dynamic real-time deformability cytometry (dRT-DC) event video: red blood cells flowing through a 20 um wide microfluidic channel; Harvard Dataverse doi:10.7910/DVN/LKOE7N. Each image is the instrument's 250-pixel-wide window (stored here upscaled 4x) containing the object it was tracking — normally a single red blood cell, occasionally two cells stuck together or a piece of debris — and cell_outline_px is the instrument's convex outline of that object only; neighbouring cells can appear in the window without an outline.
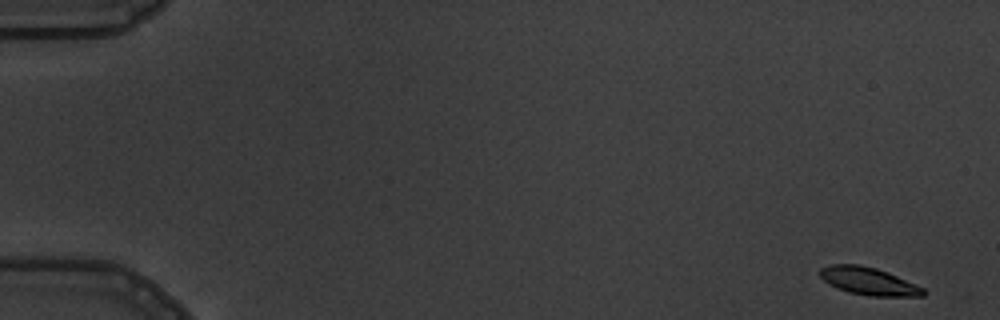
{"species": "common noctule bat (a hibernating species)", "species_latin": "Nyctalus noctula", "temperature_condition": "warm", "stored_images_in_passage": 8, "camera_frame_rate_fps": 3000, "um_per_image_px": 0.085, "animal": {"sex": "male", "body_mass_g": 19.5, "forearm_length_mm": 54.6}, "frame": {"image": 1, "passage_image": 1, "time_ms": 0.0, "image_size_px": [1000, 320], "cell_outline_px": [[924, 296], [868, 296], [848, 292], [836, 288], [828, 284], [820, 276], [820, 268], [832, 264], [860, 264], [876, 268], [888, 272], [924, 288]], "centroid_in_image_um": [73.8, 23.9], "position_along_channel_um": 11.2, "area_um2": 16.65}}
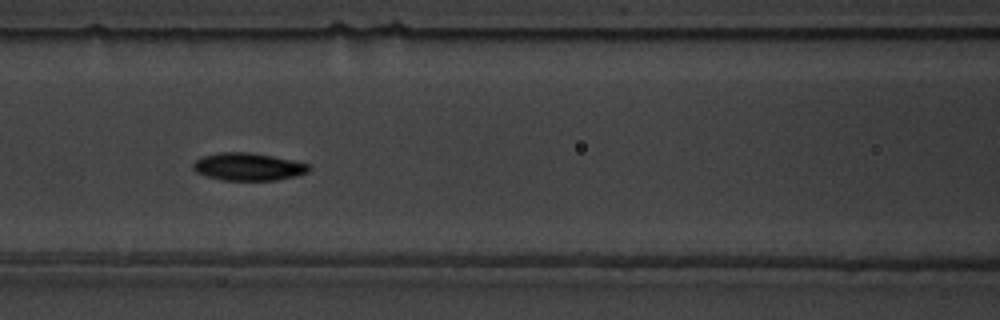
{"frame": {"image": 2, "passage_image": 7, "time_ms": 7.667, "image_size_px": [1000, 320], "cell_outline_px": [[312, 168], [308, 172], [296, 176], [276, 180], [220, 180], [204, 176], [196, 172], [192, 168], [192, 164], [196, 160], [204, 156], [220, 152], [248, 152], [272, 156], [308, 164]], "centroid_in_image_um": [21.07, 14.18], "position_along_channel_um": 145.5, "area_um2": 18.61}}